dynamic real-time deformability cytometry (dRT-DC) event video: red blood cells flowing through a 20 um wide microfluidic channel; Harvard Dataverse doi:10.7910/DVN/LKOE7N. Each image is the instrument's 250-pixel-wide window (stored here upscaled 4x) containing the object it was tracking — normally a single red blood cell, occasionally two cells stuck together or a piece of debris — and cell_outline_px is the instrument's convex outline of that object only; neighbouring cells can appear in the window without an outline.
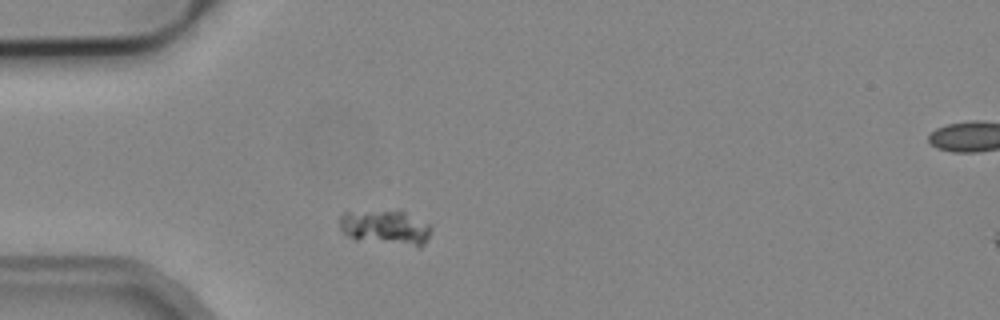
{"species": "common noctule bat (a hibernating species)", "species_latin": "Nyctalus noctula", "temperature_condition": "cold", "stored_images_in_passage": 2, "camera_frame_rate_fps": 3000, "um_per_image_px": 0.085, "animal": {"sex": "male", "body_mass_g": 19.2, "forearm_length_mm": 51.8}, "frame": {"image": 1, "passage_image": 1, "time_ms": 0.0, "image_size_px": [1000, 320], "cell_outline_px": [[432, 228], [424, 244], [420, 248], [356, 240], [344, 236], [340, 228], [340, 216], [344, 212], [400, 208], [432, 224]], "centroid_in_image_um": [32.8, 19.31], "position_along_channel_um": 52.2, "area_um2": 19.83}}